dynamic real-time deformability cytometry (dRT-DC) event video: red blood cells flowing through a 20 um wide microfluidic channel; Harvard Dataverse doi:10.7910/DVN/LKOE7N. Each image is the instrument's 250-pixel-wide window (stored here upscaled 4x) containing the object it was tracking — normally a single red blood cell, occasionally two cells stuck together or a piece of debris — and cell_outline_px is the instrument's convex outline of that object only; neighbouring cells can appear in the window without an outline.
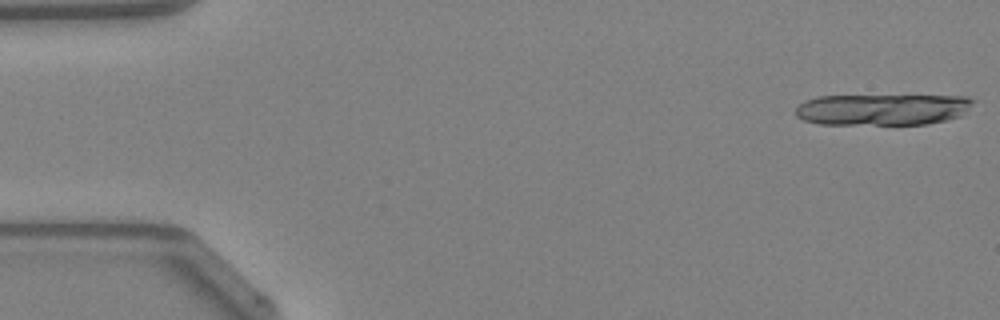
{"species": "Egyptian fruit bat (a non-hibernating species)", "species_latin": "Rousettus aegyptiacus", "temperature_condition": "warm", "stored_images_in_passage": 13, "camera_frame_rate_fps": 3000, "um_per_image_px": 0.085, "animal": {"sex": "female"}, "frame": {"image": 1, "passage_image": 1, "time_ms": 0.0, "image_size_px": [1000, 320], "cell_outline_px": [[972, 100], [960, 116], [928, 124], [820, 124], [804, 120], [796, 116], [796, 108], [804, 100], [816, 96], [964, 96]], "centroid_in_image_um": [74.91, 9.31], "position_along_channel_um": 10.1, "area_um2": 31.96}}